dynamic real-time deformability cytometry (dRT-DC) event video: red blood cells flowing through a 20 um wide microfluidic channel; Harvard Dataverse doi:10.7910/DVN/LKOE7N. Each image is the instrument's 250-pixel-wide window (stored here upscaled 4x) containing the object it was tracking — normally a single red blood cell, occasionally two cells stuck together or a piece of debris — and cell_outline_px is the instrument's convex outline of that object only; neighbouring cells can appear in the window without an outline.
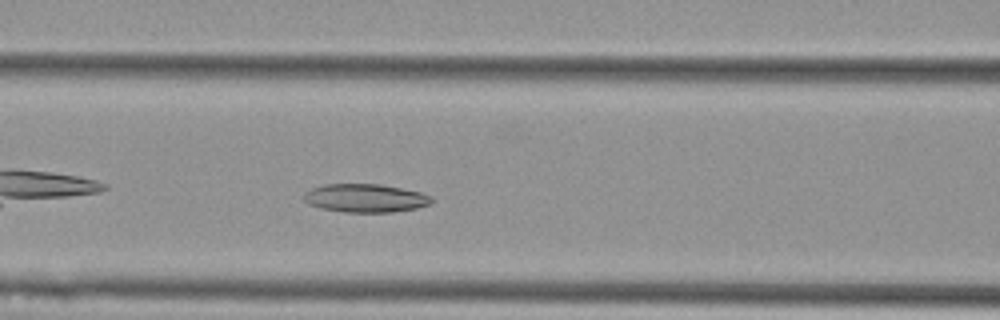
{"species": "Egyptian fruit bat (a non-hibernating species)", "species_latin": "Rousettus aegyptiacus", "temperature_condition": "cold", "stored_images_in_passage": 40, "camera_frame_rate_fps": 3000, "um_per_image_px": 0.085, "animal": {"sex": "female"}, "frame": {"image": 1, "passage_image": 8, "time_ms": 2.333, "image_size_px": [1000, 320], "cell_outline_px": [[432, 200], [428, 204], [416, 208], [392, 212], [344, 212], [320, 208], [308, 204], [304, 200], [304, 192], [312, 188], [324, 184], [380, 184], [420, 192], [432, 196]], "centroid_in_image_um": [31.02, 16.84], "position_along_channel_um": 135.6, "area_um2": 21.04}}
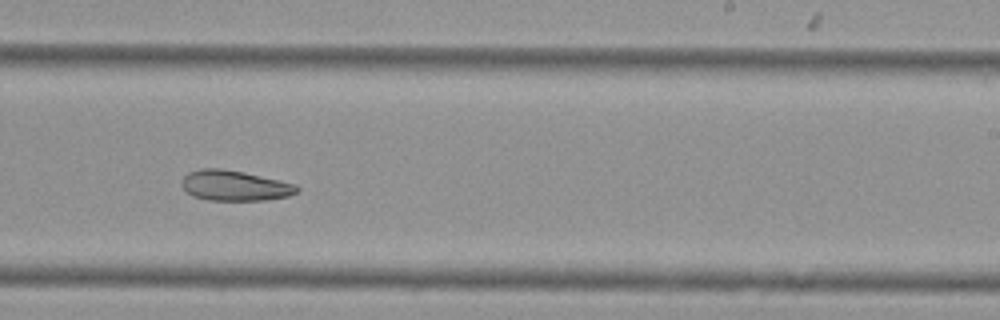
{"frame": {"image": 2, "passage_image": 19, "time_ms": 6.0, "image_size_px": [1000, 320], "cell_outline_px": [[300, 188], [296, 192], [288, 196], [264, 200], [208, 200], [192, 196], [180, 184], [184, 176], [188, 172], [200, 168], [220, 168], [244, 172], [296, 184]], "centroid_in_image_um": [19.92, 15.77], "position_along_channel_um": 269.1, "area_um2": 20.35}}
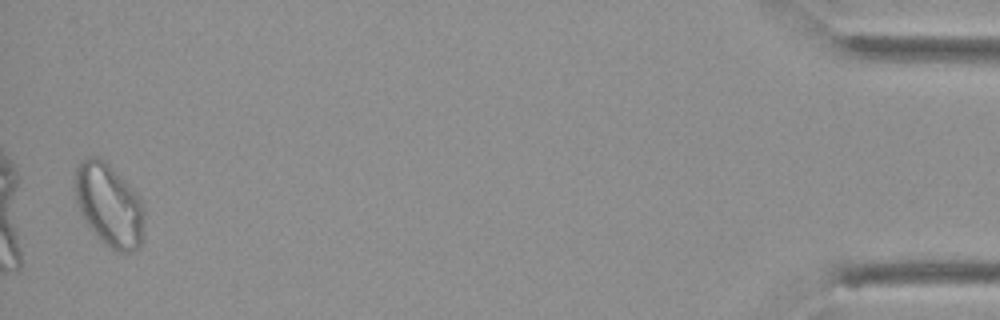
{"frame": {"image": 3, "passage_image": 39, "time_ms": 12.667, "image_size_px": [1000, 320], "cell_outline_px": [[144, 232], [140, 248], [128, 252], [116, 252], [104, 244], [96, 236], [80, 212], [76, 200], [76, 168], [80, 160], [88, 156], [100, 156], [140, 196], [144, 208]], "centroid_in_image_um": [9.3, 17.45], "position_along_channel_um": 425.9, "area_um2": 33.58}}